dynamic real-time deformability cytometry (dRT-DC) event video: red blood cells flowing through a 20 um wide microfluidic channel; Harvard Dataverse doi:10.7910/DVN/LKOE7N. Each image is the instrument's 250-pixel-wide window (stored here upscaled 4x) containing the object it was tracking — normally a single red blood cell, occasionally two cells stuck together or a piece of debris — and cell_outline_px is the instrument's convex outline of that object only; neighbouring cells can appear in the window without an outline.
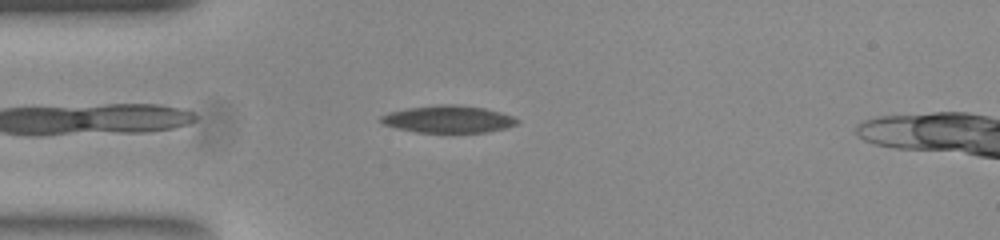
{"species": "common noctule bat (a hibernating species)", "species_latin": "Nyctalus noctula", "temperature_condition": "room temperature", "stored_images_in_passage": 27, "camera_frame_rate_fps": 3000, "um_per_image_px": 0.085, "animal": {"sex": "female", "body_mass_g": 23.0, "forearm_length_mm": 53.4}, "frame": {"image": 1, "passage_image": 5, "time_ms": 1.333, "image_size_px": [1000, 240], "cell_outline_px": [[520, 120], [516, 124], [504, 128], [484, 132], [416, 132], [396, 128], [384, 124], [380, 120], [380, 116], [388, 112], [408, 108], [440, 104], [452, 104], [484, 108], [500, 112], [512, 116]], "centroid_in_image_um": [38.07, 10.12], "position_along_channel_um": 46.9, "area_um2": 21.39}}
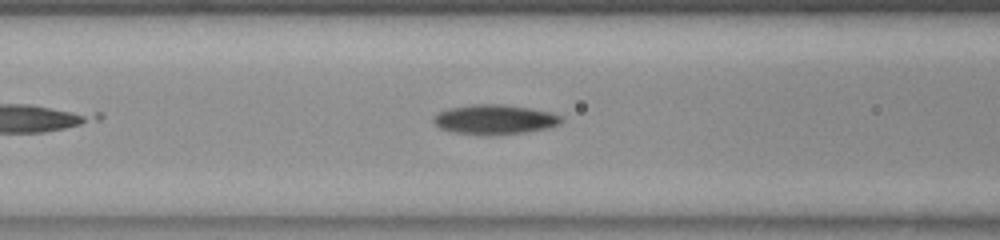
{"frame": {"image": 2, "passage_image": 12, "time_ms": 3.667, "image_size_px": [1000, 240], "cell_outline_px": [[564, 120], [560, 124], [544, 128], [520, 132], [456, 132], [440, 128], [432, 120], [432, 116], [436, 112], [448, 108], [472, 104], [504, 104], [532, 108], [552, 112], [560, 116]], "centroid_in_image_um": [42.03, 10.08], "position_along_channel_um": 124.6, "area_um2": 21.27}}
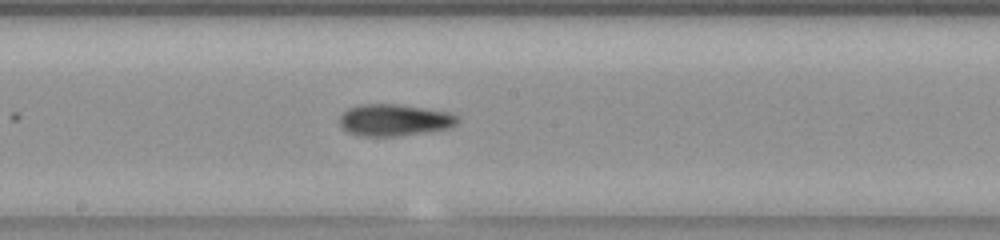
{"frame": {"image": 3, "passage_image": 19, "time_ms": 6.0, "image_size_px": [1000, 240], "cell_outline_px": [[460, 120], [452, 128], [424, 132], [392, 136], [372, 136], [352, 132], [344, 128], [340, 124], [340, 116], [348, 108], [360, 104], [400, 104], [448, 112], [460, 116]], "centroid_in_image_um": [33.59, 10.18], "position_along_channel_um": 214.6, "area_um2": 21.56}}